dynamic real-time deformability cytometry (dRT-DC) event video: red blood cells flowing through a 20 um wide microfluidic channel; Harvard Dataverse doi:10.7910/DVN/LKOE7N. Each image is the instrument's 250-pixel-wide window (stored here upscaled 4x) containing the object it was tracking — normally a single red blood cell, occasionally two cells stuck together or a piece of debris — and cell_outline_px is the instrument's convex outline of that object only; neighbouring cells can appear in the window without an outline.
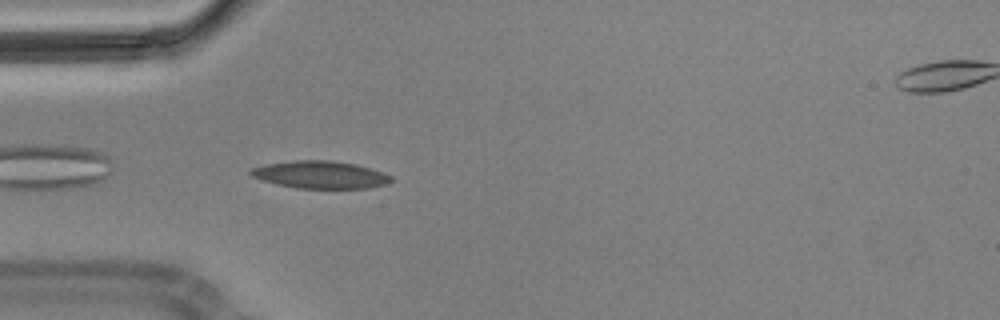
{"species": "Egyptian fruit bat (a non-hibernating species)", "species_latin": "Rousettus aegyptiacus", "temperature_condition": "cold", "stored_images_in_passage": 2, "camera_frame_rate_fps": 3000, "um_per_image_px": 0.085, "animal": {"sex": "male"}, "frame": {"image": 1, "passage_image": 1, "time_ms": 0.0, "image_size_px": [1000, 320], "cell_outline_px": [[392, 180], [388, 184], [368, 188], [296, 188], [276, 184], [260, 180], [252, 176], [248, 172], [252, 168], [264, 164], [296, 160], [332, 160], [356, 164], [372, 168], [392, 176]], "centroid_in_image_um": [27.22, 14.85], "position_along_channel_um": 57.8, "area_um2": 22.66}}